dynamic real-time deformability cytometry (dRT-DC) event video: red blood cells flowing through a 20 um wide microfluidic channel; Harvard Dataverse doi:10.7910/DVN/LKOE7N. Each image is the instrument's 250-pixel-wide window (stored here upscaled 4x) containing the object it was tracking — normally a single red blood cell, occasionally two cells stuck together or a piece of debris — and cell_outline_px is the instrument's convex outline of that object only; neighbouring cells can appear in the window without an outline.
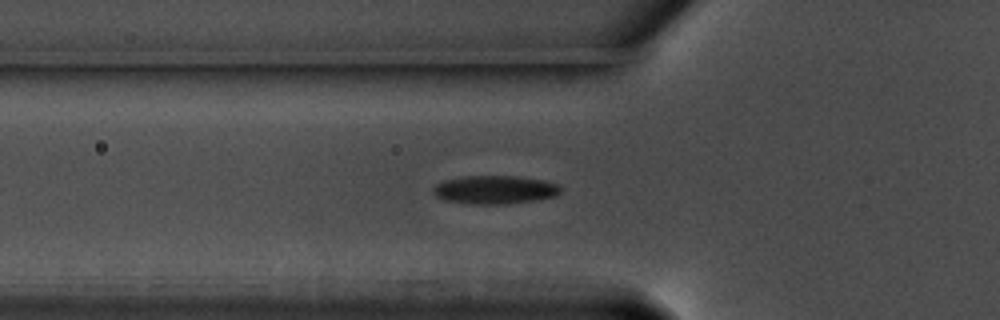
{"species": "common noctule bat (a hibernating species)", "species_latin": "Nyctalus noctula", "temperature_condition": "warm", "stored_images_in_passage": 48, "camera_frame_rate_fps": 3000, "um_per_image_px": 0.085, "animal": {"sex": "male", "body_mass_g": 17.5, "forearm_length_mm": 52.3}, "frame": {"image": 1, "passage_image": 10, "time_ms": 3.0, "image_size_px": [1000, 320], "cell_outline_px": [[564, 188], [556, 196], [508, 204], [476, 204], [444, 200], [436, 196], [432, 188], [436, 184], [444, 180], [464, 176], [516, 176], [544, 180], [560, 184]], "centroid_in_image_um": [42.1, 16.12], "position_along_channel_um": 83.7, "area_um2": 21.15}}
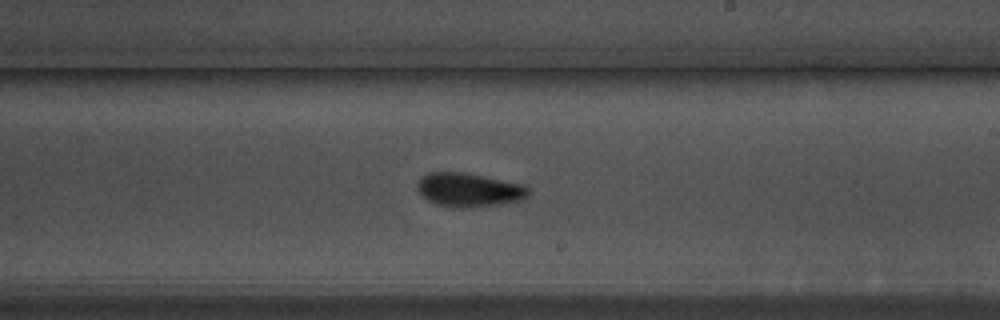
{"frame": {"image": 2, "passage_image": 24, "time_ms": 7.667, "image_size_px": [1000, 320], "cell_outline_px": [[532, 192], [528, 196], [520, 200], [500, 204], [436, 204], [428, 200], [416, 188], [416, 184], [420, 176], [428, 172], [460, 172], [524, 184]], "centroid_in_image_um": [39.86, 16.07], "position_along_channel_um": 249.1, "area_um2": 20.87}}
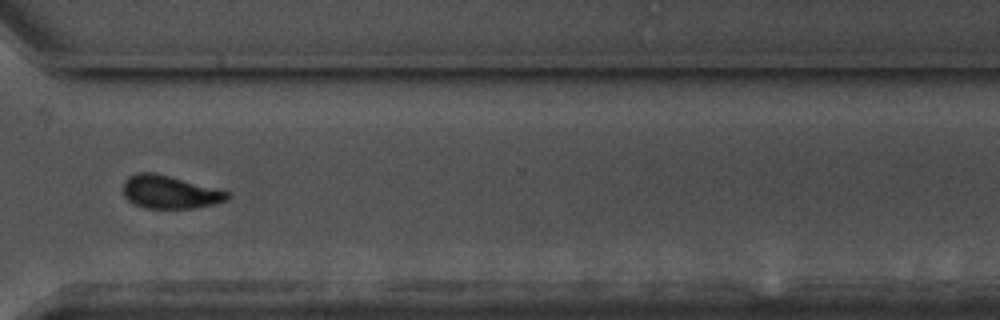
{"frame": {"image": 3, "passage_image": 33, "time_ms": 10.667, "image_size_px": [1000, 320], "cell_outline_px": [[228, 200], [212, 204], [192, 208], [144, 208], [132, 204], [124, 196], [124, 180], [128, 176], [136, 172], [156, 172], [228, 192]], "centroid_in_image_um": [14.36, 16.32], "position_along_channel_um": 356.2, "area_um2": 19.94}, "authors_computed_cell_mechanics": {"area_um2": 20.4323, "velocity_mm_per_s": 3.5601, "shape_relaxation_time_tau1_ms": 3.8953, "shape_relaxation_time_tau2_ms": 5.423, "deformation_change_tau1": 0.1149, "deformation_change_tau2": 0.0961}}